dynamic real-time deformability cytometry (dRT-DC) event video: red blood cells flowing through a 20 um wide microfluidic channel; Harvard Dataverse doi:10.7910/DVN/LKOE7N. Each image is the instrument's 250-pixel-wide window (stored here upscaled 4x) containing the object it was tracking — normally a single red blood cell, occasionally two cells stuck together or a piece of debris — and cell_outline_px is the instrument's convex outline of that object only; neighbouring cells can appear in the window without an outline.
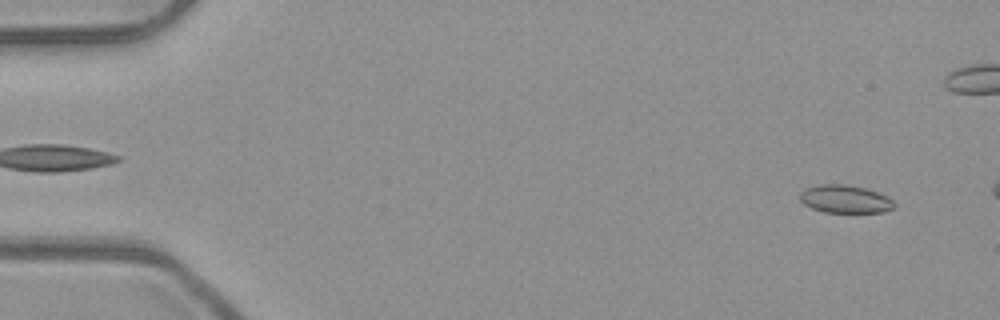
{"species": "common noctule bat (a hibernating species)", "species_latin": "Nyctalus noctula", "temperature_condition": "room temperature", "stored_images_in_passage": 13, "camera_frame_rate_fps": 3000, "um_per_image_px": 0.085, "animal": {"sex": "male", "body_mass_g": 23.1, "forearm_length_mm": 52.7}, "frame": {"image": 1, "passage_image": 3, "time_ms": 0.667, "image_size_px": [1000, 320], "cell_outline_px": [[896, 204], [892, 208], [884, 212], [824, 212], [812, 208], [804, 204], [800, 200], [800, 192], [804, 188], [820, 184], [844, 184], [864, 188], [888, 196]], "centroid_in_image_um": [71.81, 16.92], "position_along_channel_um": 13.2, "area_um2": 15.32}}